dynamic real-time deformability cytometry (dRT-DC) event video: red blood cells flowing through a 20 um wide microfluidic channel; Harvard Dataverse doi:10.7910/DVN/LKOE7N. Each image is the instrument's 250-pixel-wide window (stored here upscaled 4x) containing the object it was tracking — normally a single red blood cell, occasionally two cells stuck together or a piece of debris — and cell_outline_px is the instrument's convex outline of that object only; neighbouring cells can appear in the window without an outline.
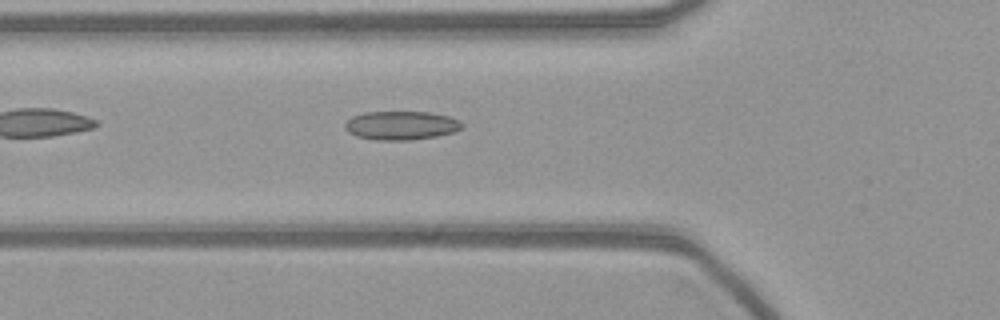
{"species": "common noctule bat (a hibernating species)", "species_latin": "Nyctalus noctula", "temperature_condition": "warm", "stored_images_in_passage": 2, "camera_frame_rate_fps": 3000, "um_per_image_px": 0.085, "animal": {"sex": "female", "body_mass_g": 21.9}, "frame": {"image": 1, "passage_image": 2, "time_ms": 0.333, "image_size_px": [1000, 320], "cell_outline_px": [[464, 128], [456, 132], [436, 136], [408, 140], [376, 140], [356, 136], [348, 132], [344, 128], [344, 124], [352, 116], [364, 112], [428, 112], [448, 116], [464, 124]], "centroid_in_image_um": [34.09, 10.66], "position_along_channel_um": 91.7, "area_um2": 19.65}}